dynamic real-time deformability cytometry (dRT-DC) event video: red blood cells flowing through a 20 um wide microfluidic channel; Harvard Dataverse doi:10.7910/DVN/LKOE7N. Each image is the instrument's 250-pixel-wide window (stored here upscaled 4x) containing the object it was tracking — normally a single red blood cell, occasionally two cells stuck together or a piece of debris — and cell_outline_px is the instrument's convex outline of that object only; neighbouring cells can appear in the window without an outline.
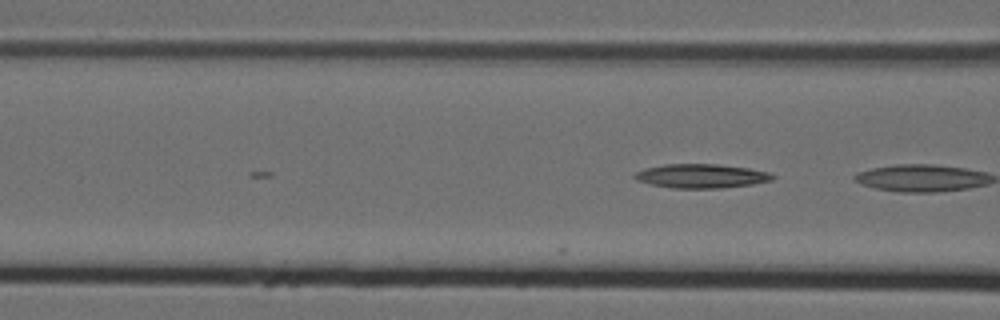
{"species": "Egyptian fruit bat (a non-hibernating species)", "species_latin": "Rousettus aegyptiacus", "temperature_condition": "cold", "stored_images_in_passage": 5, "camera_frame_rate_fps": 3000, "um_per_image_px": 0.085, "animal": {"sex": "female"}, "frame": {"image": 1, "passage_image": 5, "time_ms": 1.333, "image_size_px": [1000, 320], "cell_outline_px": [[776, 176], [772, 180], [752, 184], [720, 188], [672, 188], [652, 184], [636, 180], [632, 176], [636, 172], [644, 168], [664, 164], [716, 164], [748, 168], [768, 172]], "centroid_in_image_um": [59.58, 14.96], "position_along_channel_um": 107.0, "area_um2": 19.25}}